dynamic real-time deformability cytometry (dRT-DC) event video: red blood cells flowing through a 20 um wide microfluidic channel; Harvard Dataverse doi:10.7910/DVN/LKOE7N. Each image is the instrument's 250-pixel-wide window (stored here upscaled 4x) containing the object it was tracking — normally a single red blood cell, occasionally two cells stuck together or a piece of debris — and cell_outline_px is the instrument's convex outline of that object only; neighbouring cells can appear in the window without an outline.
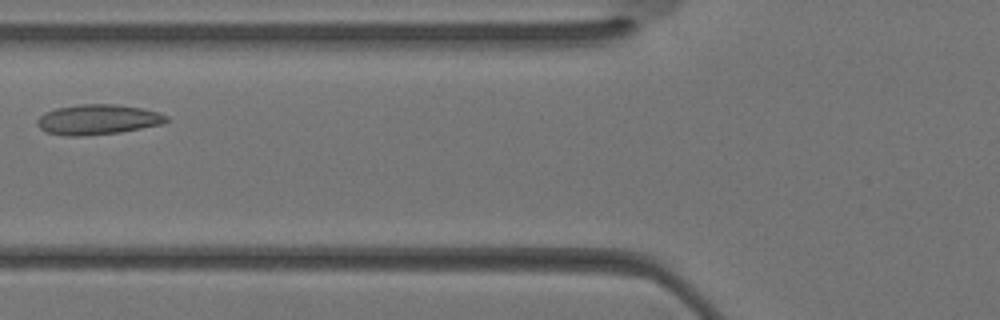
{"species": "Egyptian fruit bat (a non-hibernating species)", "species_latin": "Rousettus aegyptiacus", "temperature_condition": "warm", "stored_images_in_passage": 29, "camera_frame_rate_fps": 3000, "um_per_image_px": 0.085, "animal": {"sex": "female"}, "frame": {"image": 1, "passage_image": 8, "time_ms": 2.333, "image_size_px": [1000, 320], "cell_outline_px": [[168, 120], [160, 124], [120, 132], [84, 136], [64, 136], [48, 132], [40, 128], [36, 124], [36, 120], [44, 112], [56, 108], [80, 104], [116, 104], [140, 108], [160, 112], [168, 116]], "centroid_in_image_um": [8.28, 10.16], "position_along_channel_um": 117.5, "area_um2": 22.66}}
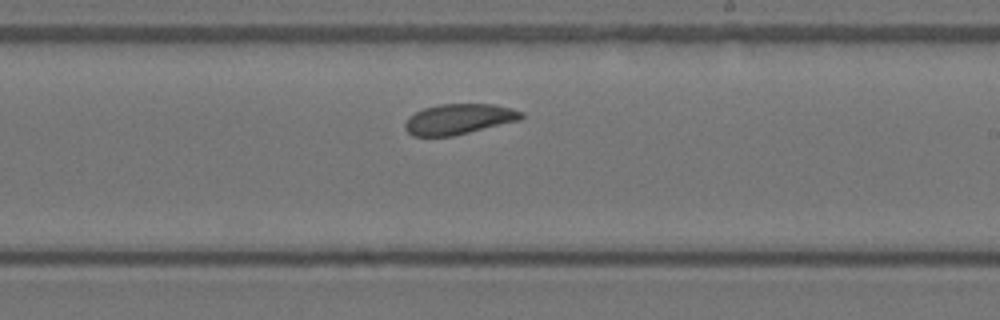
{"frame": {"image": 2, "passage_image": 15, "time_ms": 4.667, "image_size_px": [1000, 320], "cell_outline_px": [[524, 116], [520, 120], [452, 136], [412, 136], [404, 128], [404, 124], [408, 116], [424, 108], [440, 104], [492, 104], [512, 108], [524, 112]], "centroid_in_image_um": [39.0, 10.12], "position_along_channel_um": 250.0, "area_um2": 20.63}}
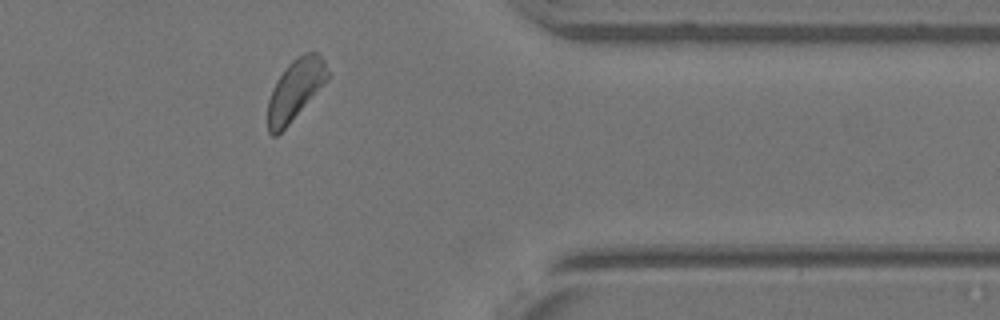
{"frame": {"image": 3, "passage_image": 23, "time_ms": 7.333, "image_size_px": [1000, 320], "cell_outline_px": [[328, 80], [288, 124], [276, 136], [272, 136], [268, 132], [268, 100], [272, 88], [276, 80], [284, 68], [292, 60], [304, 52], [316, 52], [324, 60], [328, 72]], "centroid_in_image_um": [25.08, 7.61], "position_along_channel_um": 386.3, "area_um2": 20.92}}